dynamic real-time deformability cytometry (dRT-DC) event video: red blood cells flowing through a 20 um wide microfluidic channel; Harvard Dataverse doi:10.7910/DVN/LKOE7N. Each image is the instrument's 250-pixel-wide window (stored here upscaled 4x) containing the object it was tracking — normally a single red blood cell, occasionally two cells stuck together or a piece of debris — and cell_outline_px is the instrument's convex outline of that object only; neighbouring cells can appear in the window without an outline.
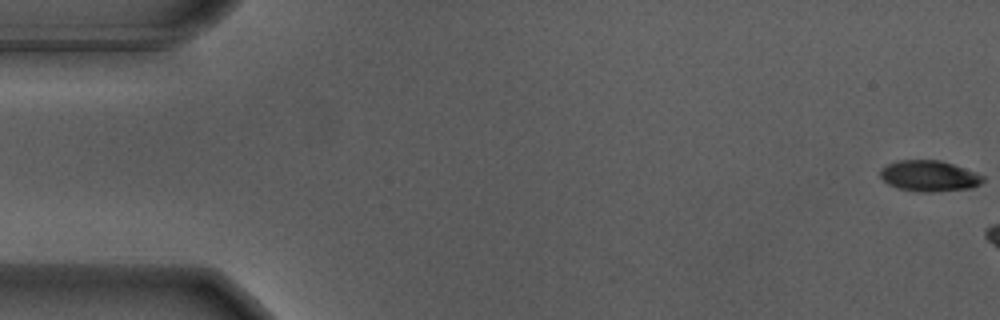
{"species": "Egyptian fruit bat (a non-hibernating species)", "species_latin": "Rousettus aegyptiacus", "temperature_condition": "warm", "stored_images_in_passage": 15, "camera_frame_rate_fps": 3000, "um_per_image_px": 0.085, "animal": {"sex": "male"}, "frame": {"image": 1, "passage_image": 1, "time_ms": 0.0, "image_size_px": [1000, 320], "cell_outline_px": [[984, 180], [980, 184], [972, 188], [932, 192], [916, 192], [896, 188], [888, 184], [880, 176], [880, 168], [896, 160], [940, 160], [976, 172], [984, 176]], "centroid_in_image_um": [78.96, 14.96], "position_along_channel_um": 6.0, "area_um2": 18.67}}